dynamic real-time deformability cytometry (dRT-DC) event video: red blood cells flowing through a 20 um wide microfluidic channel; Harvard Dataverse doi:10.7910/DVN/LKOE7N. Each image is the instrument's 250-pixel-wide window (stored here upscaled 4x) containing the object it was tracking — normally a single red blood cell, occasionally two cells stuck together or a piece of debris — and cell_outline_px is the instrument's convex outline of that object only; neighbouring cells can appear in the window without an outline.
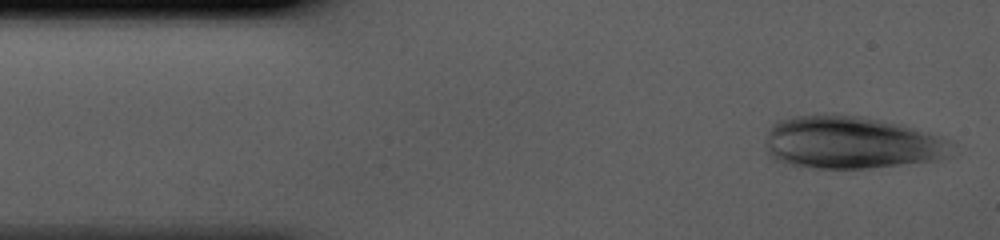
{"species": "human", "species_latin": "Homo sapiens", "temperature_condition": "cold", "stored_images_in_passage": 40, "camera_frame_rate_fps": 3000, "um_per_image_px": 0.085, "donor": {"sex": "male"}, "frame": {"image": 1, "passage_image": 1, "time_ms": 0.0, "image_size_px": [1000, 240], "cell_outline_px": [[956, 156], [940, 160], [868, 168], [816, 168], [784, 164], [772, 160], [764, 144], [764, 140], [768, 128], [772, 124], [780, 120], [792, 116], [816, 112], [836, 112], [884, 120], [900, 124], [952, 140], [956, 144]], "centroid_in_image_um": [72.37, 12.1], "position_along_channel_um": 12.6, "area_um2": 59.13}}
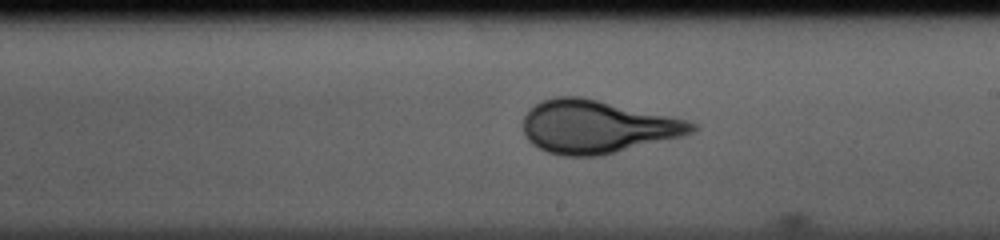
{"frame": {"image": 2, "passage_image": 22, "time_ms": 7.0, "image_size_px": [1000, 240], "cell_outline_px": [[696, 128], [692, 132], [684, 136], [600, 156], [560, 156], [548, 152], [532, 144], [524, 136], [524, 116], [528, 108], [544, 100], [556, 96], [580, 96], [688, 120], [696, 124]], "centroid_in_image_um": [50.73, 10.78], "position_along_channel_um": 238.3, "area_um2": 52.02}}
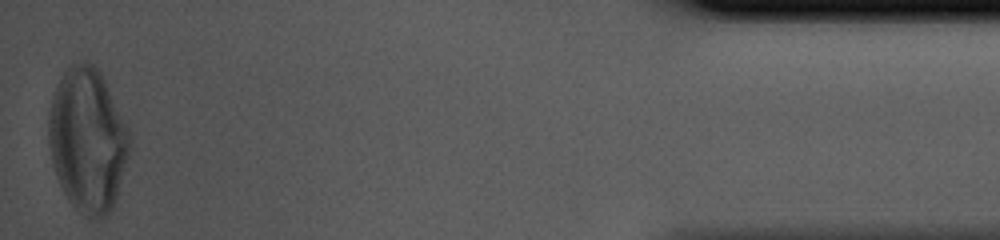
{"frame": {"image": 3, "passage_image": 40, "time_ms": 13.0, "image_size_px": [1000, 240], "cell_outline_px": [[132, 148], [112, 208], [104, 216], [96, 220], [92, 220], [80, 212], [68, 200], [60, 184], [52, 164], [48, 140], [48, 112], [60, 76], [72, 64], [84, 60], [88, 60], [96, 64], [128, 128]], "centroid_in_image_um": [7.45, 11.89], "position_along_channel_um": 427.8, "area_um2": 67.97}}